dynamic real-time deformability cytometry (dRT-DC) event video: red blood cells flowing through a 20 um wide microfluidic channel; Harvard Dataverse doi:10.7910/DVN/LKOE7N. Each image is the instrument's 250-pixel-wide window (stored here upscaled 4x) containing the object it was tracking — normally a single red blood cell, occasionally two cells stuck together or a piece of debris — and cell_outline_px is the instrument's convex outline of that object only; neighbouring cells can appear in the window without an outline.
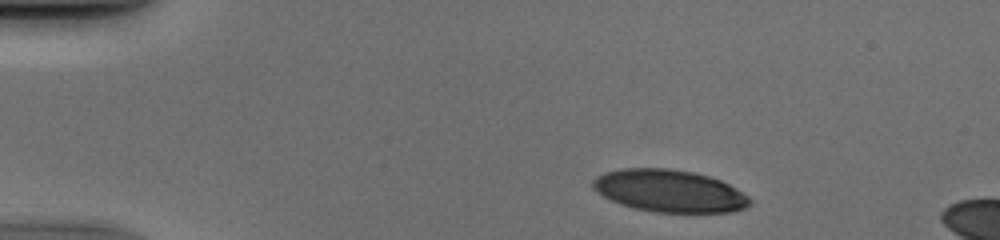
{"species": "human", "species_latin": "Homo sapiens", "temperature_condition": "cold", "stored_images_in_passage": 12, "camera_frame_rate_fps": 3000, "um_per_image_px": 0.085, "donor": {"sex": "male"}, "frame": {"image": 1, "passage_image": 4, "time_ms": 1.0, "image_size_px": [1000, 240], "cell_outline_px": [[752, 204], [744, 208], [732, 212], [652, 212], [620, 204], [604, 196], [592, 188], [592, 180], [596, 176], [604, 172], [620, 168], [668, 168], [692, 172], [708, 176], [720, 180], [736, 188], [748, 196], [752, 200]], "centroid_in_image_um": [56.89, 16.22], "position_along_channel_um": 28.1, "area_um2": 38.73}}